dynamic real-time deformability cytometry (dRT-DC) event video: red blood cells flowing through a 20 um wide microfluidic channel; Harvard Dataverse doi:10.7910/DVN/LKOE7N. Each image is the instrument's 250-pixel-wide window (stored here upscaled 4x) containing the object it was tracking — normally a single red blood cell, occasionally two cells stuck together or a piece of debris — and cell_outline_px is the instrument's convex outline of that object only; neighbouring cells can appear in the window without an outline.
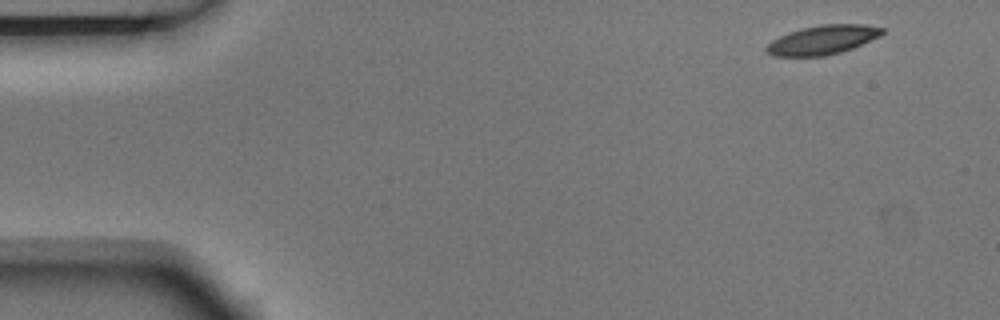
{"species": "Egyptian fruit bat (a non-hibernating species)", "species_latin": "Rousettus aegyptiacus", "temperature_condition": "room temperature", "stored_images_in_passage": 3, "camera_frame_rate_fps": 3000, "um_per_image_px": 0.085, "animal": {"sex": "male"}, "frame": {"image": 1, "passage_image": 1, "time_ms": 0.0, "image_size_px": [1000, 320], "cell_outline_px": [[884, 32], [880, 36], [852, 48], [840, 52], [824, 56], [772, 56], [764, 48], [772, 40], [780, 36], [804, 28], [820, 24], [864, 24], [884, 28]], "centroid_in_image_um": [69.94, 3.39], "position_along_channel_um": 15.1, "area_um2": 19.42}}